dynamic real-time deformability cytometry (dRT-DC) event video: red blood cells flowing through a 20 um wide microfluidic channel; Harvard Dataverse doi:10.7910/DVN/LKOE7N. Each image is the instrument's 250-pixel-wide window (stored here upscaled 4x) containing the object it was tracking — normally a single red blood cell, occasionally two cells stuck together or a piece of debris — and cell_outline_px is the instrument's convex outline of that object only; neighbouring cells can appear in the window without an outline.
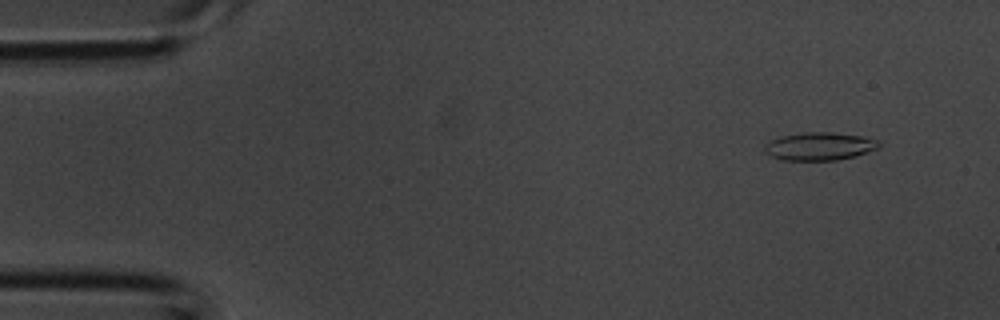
{"species": "common noctule bat (a hibernating species)", "species_latin": "Nyctalus noctula", "temperature_condition": "room temperature", "stored_images_in_passage": 4, "camera_frame_rate_fps": 3000, "um_per_image_px": 0.085, "animal": {"sex": "male", "body_mass_g": 20.1, "forearm_length_mm": 53.5}, "frame": {"image": 1, "passage_image": 1, "time_ms": 0.0, "image_size_px": [1000, 320], "cell_outline_px": [[880, 148], [856, 156], [836, 160], [780, 160], [764, 152], [764, 144], [780, 136], [808, 132], [832, 132], [864, 136], [880, 140]], "centroid_in_image_um": [69.69, 12.43], "position_along_channel_um": 15.3, "area_um2": 18.84}}
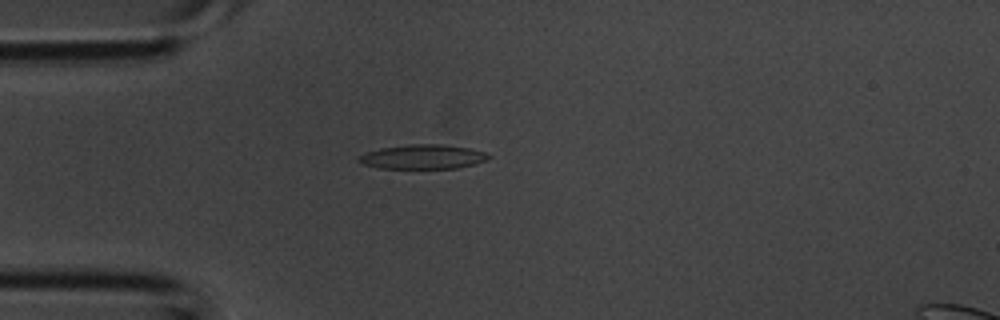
{"frame": {"image": 2, "passage_image": 3, "time_ms": 0.667, "image_size_px": [1000, 320], "cell_outline_px": [[492, 156], [484, 160], [472, 164], [456, 168], [380, 168], [364, 164], [356, 160], [356, 156], [380, 148], [408, 144], [444, 144], [468, 148], [484, 152]], "centroid_in_image_um": [35.89, 13.32], "position_along_channel_um": 49.1, "area_um2": 18.26}}